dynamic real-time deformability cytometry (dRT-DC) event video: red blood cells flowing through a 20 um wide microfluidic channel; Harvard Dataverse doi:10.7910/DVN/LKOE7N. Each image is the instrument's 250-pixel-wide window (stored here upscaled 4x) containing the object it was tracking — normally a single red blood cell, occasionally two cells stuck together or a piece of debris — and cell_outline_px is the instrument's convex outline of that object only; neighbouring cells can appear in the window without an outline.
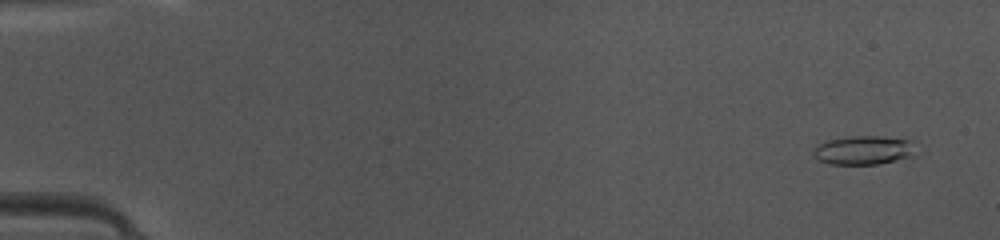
{"species": "common noctule bat (a hibernating species)", "species_latin": "Nyctalus noctula", "temperature_condition": "warm", "stored_images_in_passage": 48, "camera_frame_rate_fps": 3000, "um_per_image_px": 0.085, "animal": {"sex": "female", "body_mass_g": 10.0, "forearm_length_mm": 53.1}, "frame": {"image": 1, "passage_image": 3, "time_ms": 0.667, "image_size_px": [1000, 240], "cell_outline_px": [[916, 140], [912, 156], [880, 164], [828, 164], [812, 156], [812, 152], [820, 144], [828, 140], [852, 136], [880, 136]], "centroid_in_image_um": [73.44, 12.76], "position_along_channel_um": 11.6, "area_um2": 17.28}}
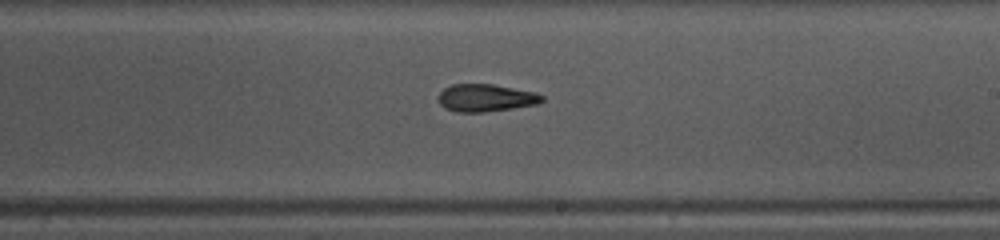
{"frame": {"image": 2, "passage_image": 29, "time_ms": 9.333, "image_size_px": [1000, 240], "cell_outline_px": [[544, 100], [540, 104], [484, 112], [456, 112], [444, 108], [436, 100], [440, 92], [444, 88], [452, 84], [492, 84], [536, 92], [544, 96]], "centroid_in_image_um": [41.28, 8.32], "position_along_channel_um": 247.7, "area_um2": 16.82}}
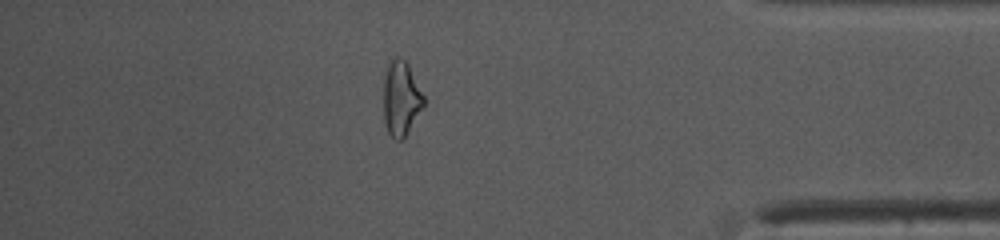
{"frame": {"image": 3, "passage_image": 42, "time_ms": 13.667, "image_size_px": [1000, 240], "cell_outline_px": [[424, 104], [404, 140], [396, 140], [388, 132], [384, 120], [384, 80], [388, 64], [392, 56], [400, 56], [408, 64], [424, 96]], "centroid_in_image_um": [34.08, 8.36], "position_along_channel_um": 401.1, "area_um2": 17.46}, "authors_computed_cell_mechanics": {"area_um2": 17.1088, "velocity_mm_per_s": 4.2028, "shape_relaxation_time_tau1_ms": 7.208, "shape_relaxation_time_tau2_ms": 3.6852, "deformation_change_tau1": 0.1895, "deformation_change_tau2": 0.1417}}